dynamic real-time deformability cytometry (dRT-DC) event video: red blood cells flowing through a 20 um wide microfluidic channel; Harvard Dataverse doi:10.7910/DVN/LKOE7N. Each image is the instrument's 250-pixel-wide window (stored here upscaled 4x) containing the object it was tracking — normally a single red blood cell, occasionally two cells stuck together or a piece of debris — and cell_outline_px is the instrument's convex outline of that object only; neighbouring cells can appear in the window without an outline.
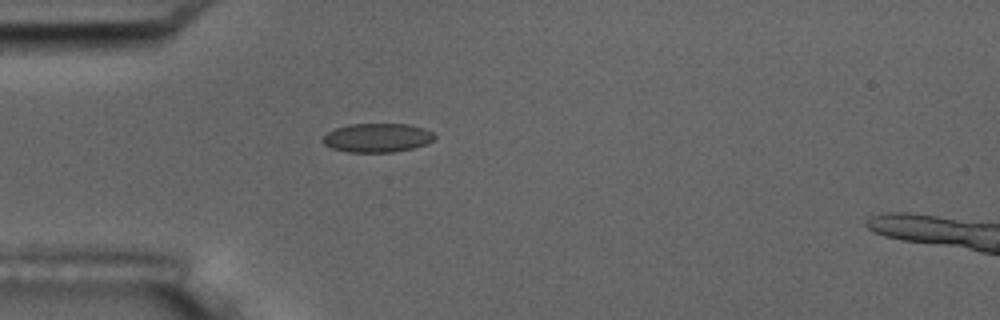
{"species": "common noctule bat (a hibernating species)", "species_latin": "Nyctalus noctula", "temperature_condition": "room temperature", "stored_images_in_passage": 5, "camera_frame_rate_fps": 3000, "um_per_image_px": 0.085, "animal": {"sex": "male", "body_mass_g": 17.5, "forearm_length_mm": 52.3}, "frame": {"image": 1, "passage_image": 5, "time_ms": 5.333, "image_size_px": [1000, 320], "cell_outline_px": [[436, 136], [428, 144], [412, 148], [392, 152], [348, 152], [332, 148], [324, 144], [320, 140], [328, 132], [336, 128], [348, 124], [408, 124], [424, 128], [432, 132]], "centroid_in_image_um": [32.06, 11.71], "position_along_channel_um": 52.9, "area_um2": 18.84}}